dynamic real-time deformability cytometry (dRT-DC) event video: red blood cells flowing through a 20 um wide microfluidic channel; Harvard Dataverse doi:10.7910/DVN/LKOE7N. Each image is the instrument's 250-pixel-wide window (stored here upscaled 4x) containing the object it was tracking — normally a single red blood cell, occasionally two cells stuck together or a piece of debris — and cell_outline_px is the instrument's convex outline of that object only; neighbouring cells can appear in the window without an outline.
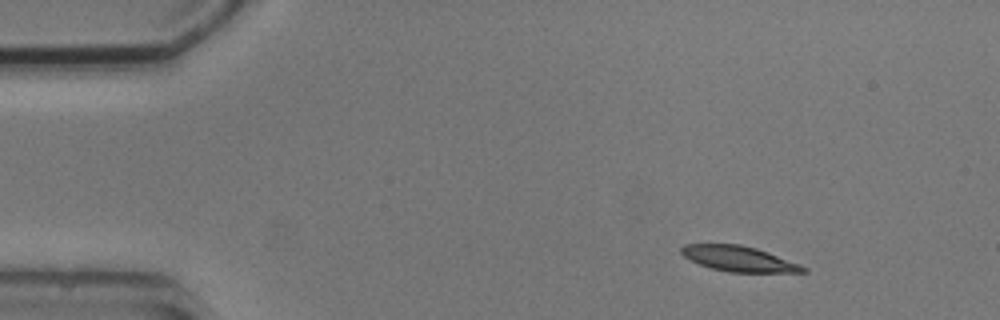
{"species": "common noctule bat (a hibernating species)", "species_latin": "Nyctalus noctula", "temperature_condition": "cold", "stored_images_in_passage": 4, "camera_frame_rate_fps": 3000, "um_per_image_px": 0.085, "animal": {"sex": "male", "body_mass_g": 20.5, "forearm_length_mm": 52.5}, "frame": {"image": 1, "passage_image": 1, "time_ms": 0.0, "image_size_px": [1000, 320], "cell_outline_px": [[808, 272], [728, 272], [712, 268], [700, 264], [684, 256], [680, 252], [680, 248], [684, 244], [740, 244], [756, 248], [768, 252], [800, 264], [808, 268]], "centroid_in_image_um": [62.82, 21.99], "position_along_channel_um": 22.2, "area_um2": 17.92}}
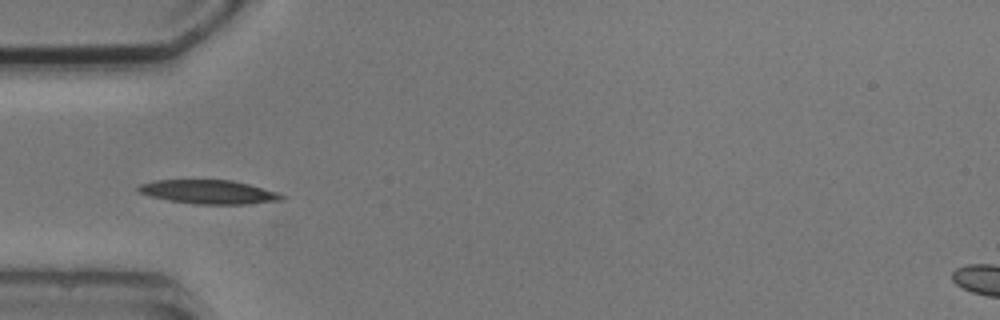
{"frame": {"image": 2, "passage_image": 4, "time_ms": 3.333, "image_size_px": [1000, 320], "cell_outline_px": [[284, 200], [248, 204], [196, 204], [168, 200], [152, 196], [140, 192], [136, 188], [140, 184], [156, 180], [232, 180], [248, 184], [276, 192], [284, 196]], "centroid_in_image_um": [17.75, 16.32], "position_along_channel_um": 67.3, "area_um2": 19.71}}